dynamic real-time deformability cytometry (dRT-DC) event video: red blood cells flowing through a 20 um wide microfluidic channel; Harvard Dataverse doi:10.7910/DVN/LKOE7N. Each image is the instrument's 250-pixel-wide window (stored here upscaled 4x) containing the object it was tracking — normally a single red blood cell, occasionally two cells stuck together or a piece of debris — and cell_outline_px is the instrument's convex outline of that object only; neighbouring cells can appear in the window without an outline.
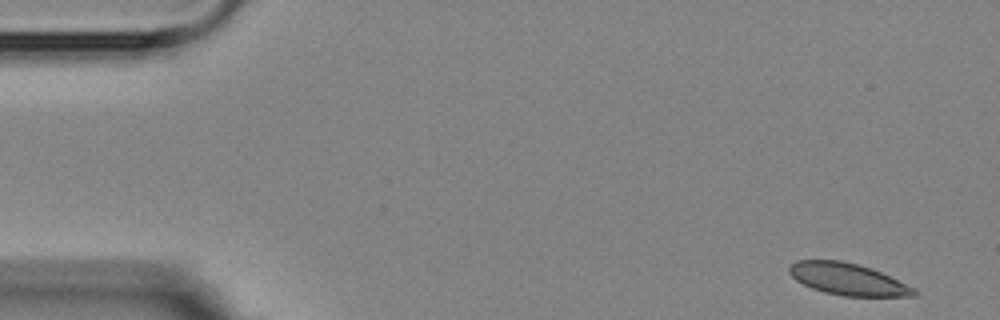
{"species": "Egyptian fruit bat (a non-hibernating species)", "species_latin": "Rousettus aegyptiacus", "temperature_condition": "room temperature", "stored_images_in_passage": 5, "segment_of_instrument_passage": [1, 2], "camera_frame_rate_fps": 3000, "um_per_image_px": 0.085, "animal": {"sex": "female"}, "frame": {"image": 1, "passage_image": 1, "time_ms": 0.0, "image_size_px": [1000, 320], "cell_outline_px": [[920, 292], [916, 296], [844, 296], [824, 292], [812, 288], [796, 280], [788, 272], [788, 268], [796, 260], [840, 260], [872, 268], [916, 288]], "centroid_in_image_um": [72.09, 23.73], "position_along_channel_um": 12.9, "area_um2": 23.18}}
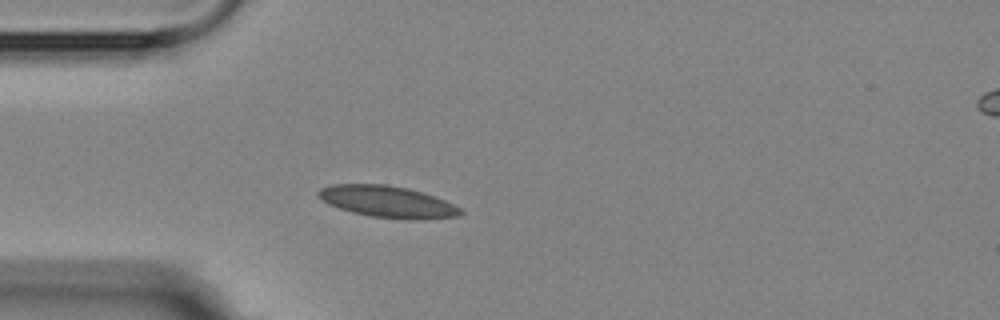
{"frame": {"image": 2, "passage_image": 4, "time_ms": 4.0, "image_size_px": [1000, 320], "cell_outline_px": [[464, 212], [460, 216], [420, 220], [408, 220], [372, 216], [352, 212], [328, 204], [316, 196], [316, 192], [320, 188], [332, 184], [384, 184], [408, 188], [444, 200], [460, 208]], "centroid_in_image_um": [32.91, 17.15], "position_along_channel_um": 52.1, "area_um2": 26.18}}